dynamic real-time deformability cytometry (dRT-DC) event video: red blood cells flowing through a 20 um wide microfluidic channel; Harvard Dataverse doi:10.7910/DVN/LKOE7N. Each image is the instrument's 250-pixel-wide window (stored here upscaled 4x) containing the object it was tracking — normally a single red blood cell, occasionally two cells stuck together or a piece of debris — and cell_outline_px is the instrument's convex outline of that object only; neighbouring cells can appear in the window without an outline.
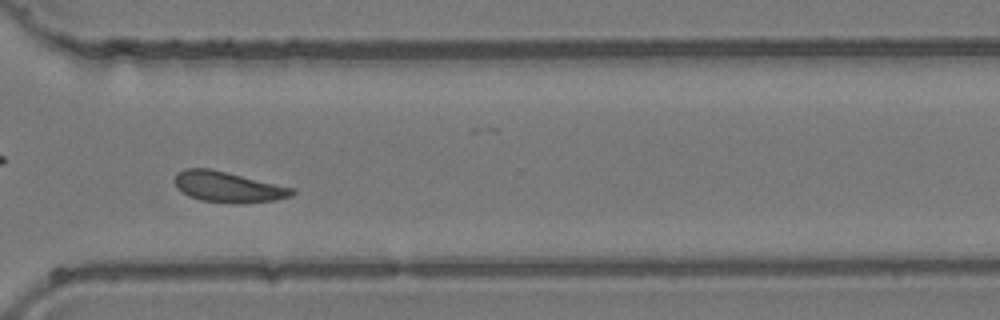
{"species": "common noctule bat (a hibernating species)", "species_latin": "Nyctalus noctula", "temperature_condition": "room temperature", "stored_images_in_passage": 44, "camera_frame_rate_fps": 3000, "um_per_image_px": 0.085, "animal": {"sex": "female", "body_mass_g": 24.6, "forearm_length_mm": 56.2}, "frame": {"image": 1, "passage_image": 31, "time_ms": 10.0, "image_size_px": [1000, 320], "cell_outline_px": [[296, 192], [292, 196], [276, 200], [236, 204], [200, 200], [188, 196], [180, 192], [176, 188], [176, 172], [184, 168], [208, 168], [296, 188]], "centroid_in_image_um": [19.39, 15.9], "position_along_channel_um": 351.2, "area_um2": 21.15}}